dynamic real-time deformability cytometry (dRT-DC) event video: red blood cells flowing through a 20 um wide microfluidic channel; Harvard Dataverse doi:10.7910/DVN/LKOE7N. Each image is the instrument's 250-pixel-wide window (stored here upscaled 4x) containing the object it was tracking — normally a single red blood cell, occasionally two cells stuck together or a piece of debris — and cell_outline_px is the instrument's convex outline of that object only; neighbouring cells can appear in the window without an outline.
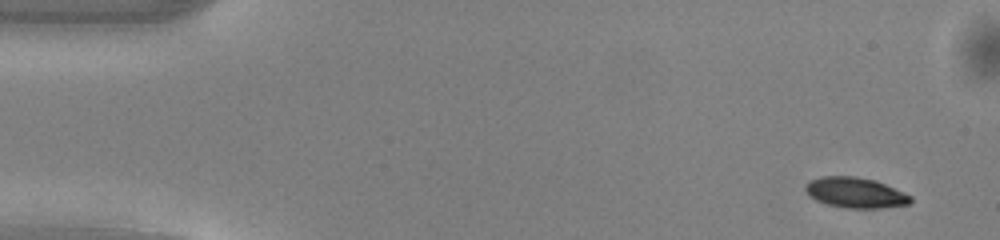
{"species": "common noctule bat (a hibernating species)", "species_latin": "Nyctalus noctula", "temperature_condition": "warm", "stored_images_in_passage": 48, "camera_frame_rate_fps": 3000, "um_per_image_px": 0.085, "animal": {"sex": "male", "body_mass_g": 13.0, "forearm_length_mm": 53.1}, "frame": {"image": 1, "passage_image": 1, "time_ms": 0.0, "image_size_px": [1000, 240], "cell_outline_px": [[912, 200], [908, 204], [880, 208], [844, 208], [824, 204], [816, 200], [804, 188], [812, 180], [820, 176], [856, 176], [876, 180], [904, 192], [912, 196]], "centroid_in_image_um": [72.74, 16.38], "position_along_channel_um": 12.3, "area_um2": 18.61}}
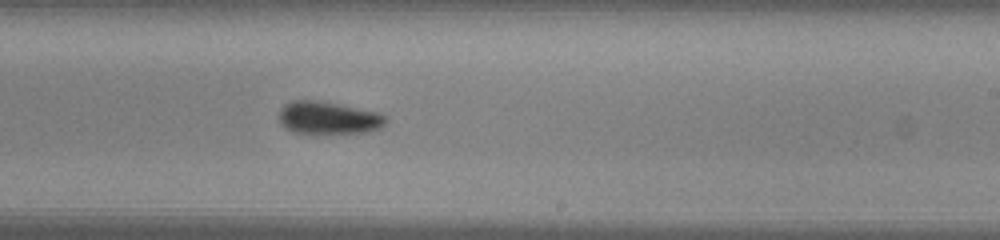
{"frame": {"image": 2, "passage_image": 28, "time_ms": 9.0, "image_size_px": [1000, 240], "cell_outline_px": [[388, 120], [380, 128], [368, 132], [316, 136], [292, 132], [284, 128], [280, 124], [280, 108], [284, 104], [292, 100], [316, 100], [340, 104], [380, 112], [388, 116]], "centroid_in_image_um": [27.92, 10.06], "position_along_channel_um": 261.1, "area_um2": 21.39}}
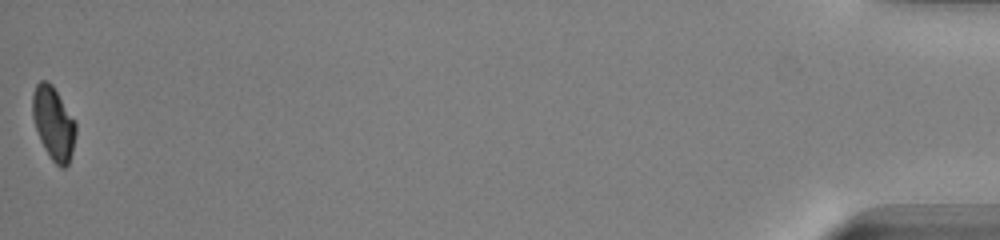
{"frame": {"image": 3, "passage_image": 48, "time_ms": 15.667, "image_size_px": [1000, 240], "cell_outline_px": [[76, 136], [72, 152], [68, 164], [64, 168], [60, 168], [52, 160], [44, 148], [40, 140], [32, 116], [32, 92], [36, 84], [40, 80], [48, 80], [52, 84], [76, 120]], "centroid_in_image_um": [4.55, 10.45], "position_along_channel_um": 430.6, "area_um2": 18.73}, "authors_computed_cell_mechanics": {"area_um2": 19.941, "velocity_mm_per_s": 4.1039, "shape_relaxation_time_tau1_ms": 2.0854, "shape_relaxation_time_tau2_ms": null, "deformation_change_tau1": 0.1004, "deformation_change_tau2": null}}